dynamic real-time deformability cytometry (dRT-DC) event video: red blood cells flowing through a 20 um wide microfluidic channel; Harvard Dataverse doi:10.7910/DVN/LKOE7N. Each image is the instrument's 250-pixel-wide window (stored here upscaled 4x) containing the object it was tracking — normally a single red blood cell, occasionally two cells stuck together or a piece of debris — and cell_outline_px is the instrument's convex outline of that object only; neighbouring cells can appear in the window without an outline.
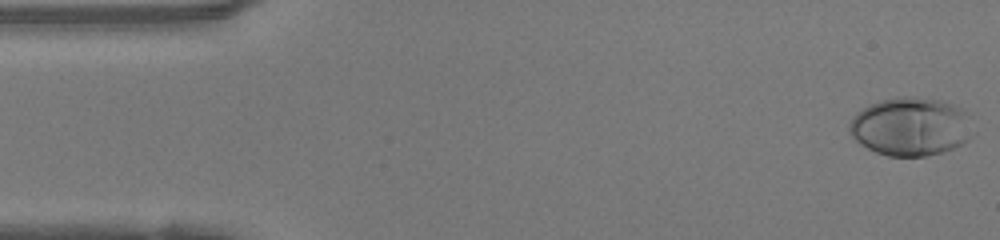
{"species": "human", "species_latin": "Homo sapiens", "temperature_condition": "warm", "stored_images_in_passage": 48, "camera_frame_rate_fps": 3000, "um_per_image_px": 0.085, "donor": {"sex": "female"}, "frame": {"image": 1, "passage_image": 1, "time_ms": 0.0, "image_size_px": [1000, 240], "cell_outline_px": [[968, 140], [944, 152], [924, 156], [888, 156], [876, 152], [860, 144], [848, 132], [848, 124], [852, 116], [856, 112], [868, 104], [880, 100], [904, 96], [940, 100], [952, 104], [960, 108], [964, 112], [968, 136]], "centroid_in_image_um": [77.28, 10.76], "position_along_channel_um": 7.7, "area_um2": 41.38}}
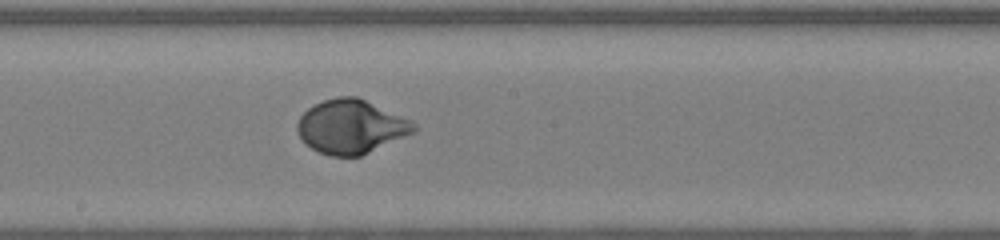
{"frame": {"image": 2, "passage_image": 25, "time_ms": 8.0, "image_size_px": [1000, 240], "cell_outline_px": [[416, 132], [360, 156], [332, 156], [320, 152], [304, 144], [296, 128], [296, 124], [300, 116], [308, 108], [324, 100], [336, 96], [356, 96], [412, 120], [416, 124]], "centroid_in_image_um": [29.84, 10.76], "position_along_channel_um": 218.4, "area_um2": 36.59}}
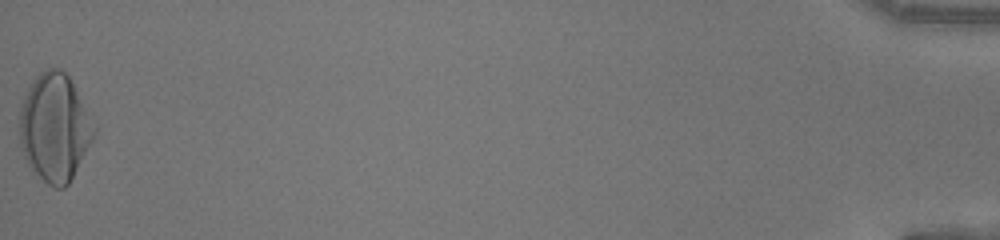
{"frame": {"image": 3, "passage_image": 48, "time_ms": 15.667, "image_size_px": [1000, 240], "cell_outline_px": [[96, 132], [92, 140], [68, 184], [64, 188], [56, 188], [48, 184], [32, 172], [20, 148], [20, 108], [24, 96], [28, 88], [36, 76], [40, 72], [48, 68], [60, 68], [68, 76], [96, 128]], "centroid_in_image_um": [4.61, 10.86], "position_along_channel_um": 430.6, "area_um2": 46.24}, "authors_computed_cell_mechanics": {"area_um2": 36.4429, "velocity_mm_per_s": 4.1942, "shape_relaxation_time_tau1_ms": 3.0411, "shape_relaxation_time_tau2_ms": null, "deformation_change_tau1": 0.2016, "deformation_change_tau2": null}}